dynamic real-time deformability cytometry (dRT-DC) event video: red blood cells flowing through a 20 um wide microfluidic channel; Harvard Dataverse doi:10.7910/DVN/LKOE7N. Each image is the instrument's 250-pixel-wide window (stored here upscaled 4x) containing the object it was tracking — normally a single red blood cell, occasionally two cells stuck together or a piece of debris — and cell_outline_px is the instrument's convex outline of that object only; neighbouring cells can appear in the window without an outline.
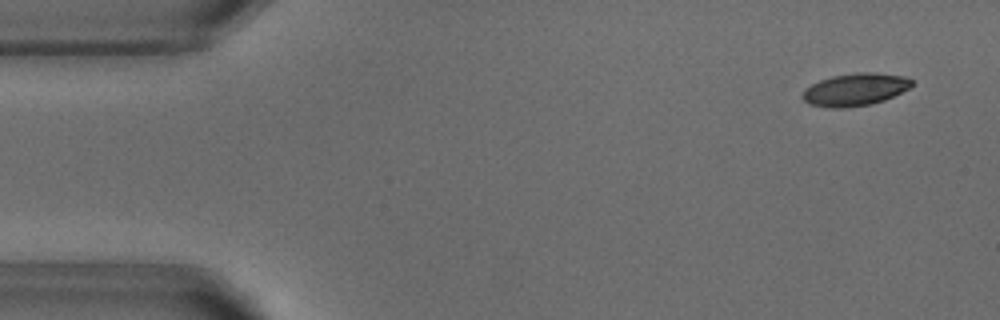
{"species": "common noctule bat (a hibernating species)", "species_latin": "Nyctalus noctula", "temperature_condition": "warm", "stored_images_in_passage": 52, "camera_frame_rate_fps": 3000, "um_per_image_px": 0.085, "animal": {"sex": "male", "body_mass_g": 18.8}, "frame": {"image": 1, "passage_image": 3, "time_ms": 0.667, "image_size_px": [1000, 320], "cell_outline_px": [[912, 84], [908, 88], [884, 100], [872, 104], [844, 108], [828, 108], [808, 104], [800, 96], [804, 88], [820, 80], [832, 76], [856, 72], [872, 72], [904, 76], [912, 80]], "centroid_in_image_um": [72.62, 7.62], "position_along_channel_um": 12.4, "area_um2": 20.75}}
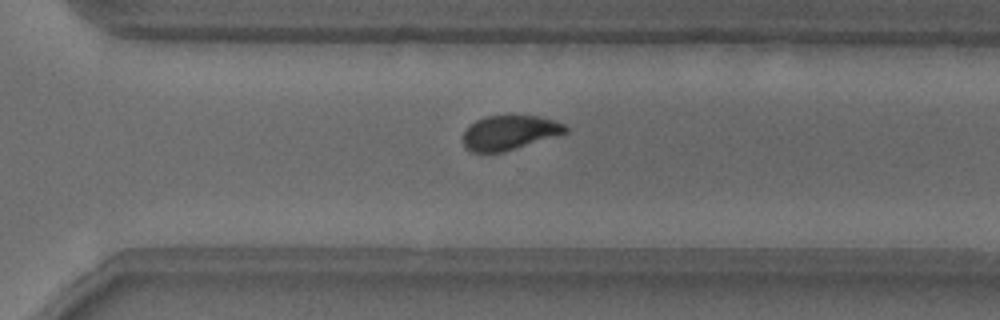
{"frame": {"image": 2, "passage_image": 36, "time_ms": 11.667, "image_size_px": [1000, 320], "cell_outline_px": [[568, 132], [504, 152], [472, 152], [464, 148], [460, 140], [468, 124], [484, 116], [536, 116], [552, 120], [564, 124], [568, 128]], "centroid_in_image_um": [43.22, 11.28], "position_along_channel_um": 327.4, "area_um2": 20.69}}
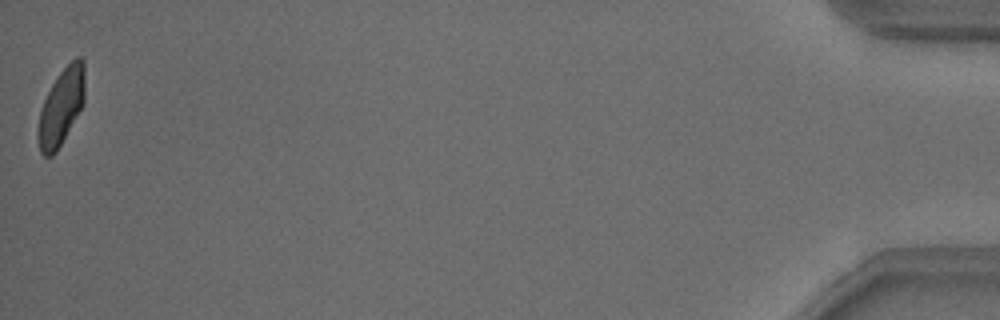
{"frame": {"image": 3, "passage_image": 52, "time_ms": 17.0, "image_size_px": [1000, 320], "cell_outline_px": [[84, 100], [80, 108], [56, 152], [52, 156], [44, 156], [40, 152], [36, 136], [36, 132], [40, 112], [44, 100], [52, 84], [60, 72], [76, 56], [80, 56], [84, 60]], "centroid_in_image_um": [5.17, 9.08], "position_along_channel_um": 430.0, "area_um2": 20.52}, "authors_computed_cell_mechanics": {"area_um2": 21.6172, "velocity_mm_per_s": 3.8117, "shape_relaxation_time_tau1_ms": 4.7568, "shape_relaxation_time_tau2_ms": 1.3497, "deformation_change_tau1": 0.1535, "deformation_change_tau2": 0.0715}}